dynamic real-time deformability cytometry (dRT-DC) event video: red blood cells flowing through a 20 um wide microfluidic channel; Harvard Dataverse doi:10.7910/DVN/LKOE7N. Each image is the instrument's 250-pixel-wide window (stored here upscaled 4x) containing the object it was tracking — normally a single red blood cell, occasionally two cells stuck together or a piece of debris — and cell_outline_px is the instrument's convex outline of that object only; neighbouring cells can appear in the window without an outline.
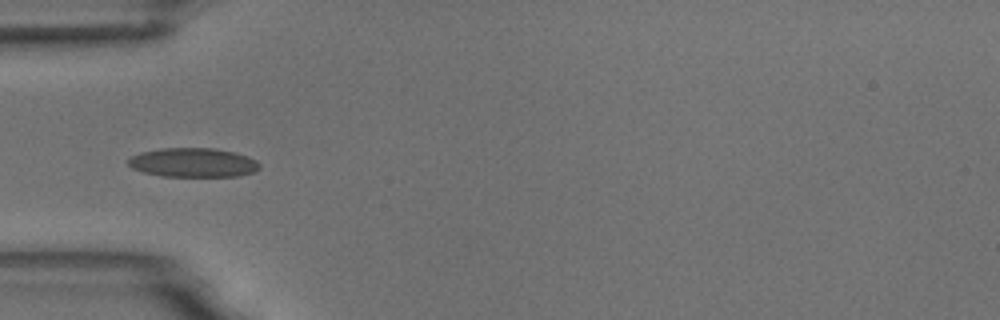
{"species": "common noctule bat (a hibernating species)", "species_latin": "Nyctalus noctula", "temperature_condition": "room temperature", "stored_images_in_passage": 6, "camera_frame_rate_fps": 3000, "um_per_image_px": 0.085, "animal": {"sex": "male", "body_mass_g": 18.8}, "frame": {"image": 1, "passage_image": 4, "time_ms": 4.333, "image_size_px": [1000, 320], "cell_outline_px": [[260, 168], [252, 172], [240, 176], [160, 176], [144, 172], [132, 168], [128, 164], [128, 160], [132, 156], [140, 152], [160, 148], [216, 148], [236, 152], [248, 156], [256, 160], [260, 164]], "centroid_in_image_um": [16.43, 13.81], "position_along_channel_um": 68.6, "area_um2": 22.43}}